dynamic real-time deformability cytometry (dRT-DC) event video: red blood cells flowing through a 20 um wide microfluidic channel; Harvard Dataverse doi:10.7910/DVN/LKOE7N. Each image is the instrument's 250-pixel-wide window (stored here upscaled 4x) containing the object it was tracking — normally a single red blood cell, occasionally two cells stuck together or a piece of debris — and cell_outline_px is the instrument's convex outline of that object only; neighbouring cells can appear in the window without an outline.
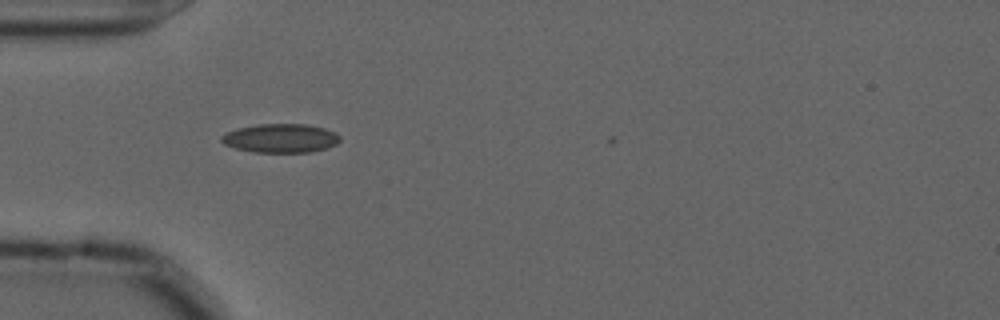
{"species": "common noctule bat (a hibernating species)", "species_latin": "Nyctalus noctula", "temperature_condition": "cold", "stored_images_in_passage": 4, "camera_frame_rate_fps": 3000, "um_per_image_px": 0.085, "animal": {"sex": "male", "forearm_length_mm": 52.5}, "frame": {"image": 1, "passage_image": 1, "time_ms": 0.0, "image_size_px": [1000, 320], "cell_outline_px": [[340, 140], [336, 144], [324, 148], [308, 152], [252, 152], [236, 148], [224, 144], [220, 140], [220, 136], [236, 128], [260, 124], [304, 124], [324, 128], [336, 132], [340, 136]], "centroid_in_image_um": [23.83, 11.74], "position_along_channel_um": 61.2, "area_um2": 19.83}}